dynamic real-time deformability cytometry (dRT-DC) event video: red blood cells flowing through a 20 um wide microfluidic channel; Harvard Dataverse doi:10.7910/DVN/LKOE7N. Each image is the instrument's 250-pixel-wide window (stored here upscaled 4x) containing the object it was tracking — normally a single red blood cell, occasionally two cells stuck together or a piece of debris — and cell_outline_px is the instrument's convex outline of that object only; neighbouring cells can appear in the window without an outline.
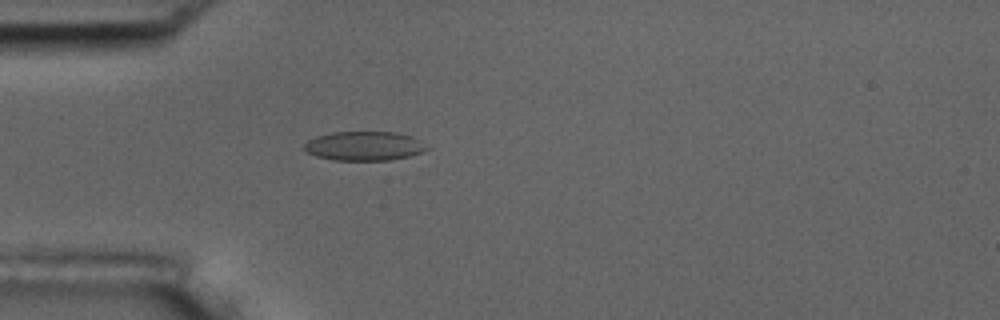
{"species": "common noctule bat (a hibernating species)", "species_latin": "Nyctalus noctula", "temperature_condition": "room temperature", "stored_images_in_passage": 55, "camera_frame_rate_fps": 3000, "um_per_image_px": 0.085, "animal": {"sex": "male", "body_mass_g": 17.5, "forearm_length_mm": 52.3}, "frame": {"image": 1, "passage_image": 16, "time_ms": 5.0, "image_size_px": [1000, 320], "cell_outline_px": [[432, 148], [424, 152], [392, 160], [332, 160], [316, 156], [308, 152], [304, 148], [304, 144], [308, 140], [316, 136], [332, 132], [396, 132], [412, 136], [420, 140]], "centroid_in_image_um": [31.01, 12.41], "position_along_channel_um": 54.0, "area_um2": 21.04}}
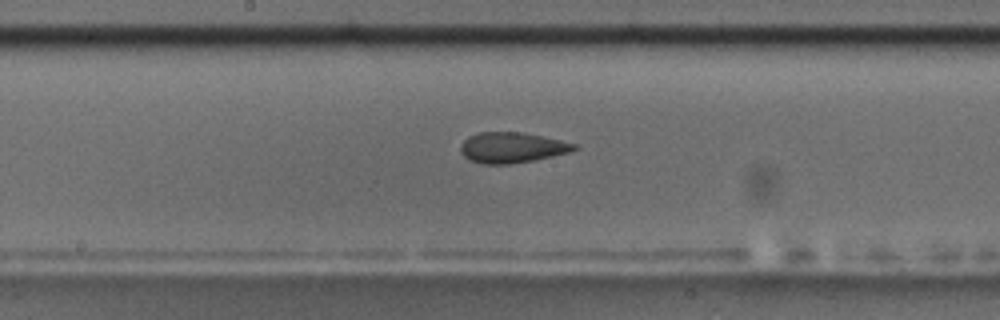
{"frame": {"image": 2, "passage_image": 29, "time_ms": 9.333, "image_size_px": [1000, 320], "cell_outline_px": [[576, 148], [568, 152], [532, 160], [508, 164], [484, 164], [468, 160], [460, 152], [460, 144], [468, 136], [476, 132], [520, 132], [560, 140], [576, 144]], "centroid_in_image_um": [43.42, 12.54], "position_along_channel_um": 204.8, "area_um2": 20.0}}
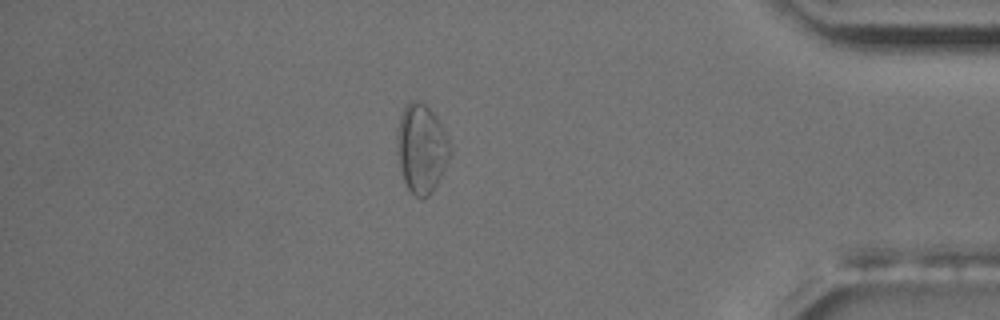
{"frame": {"image": 3, "passage_image": 48, "time_ms": 15.667, "image_size_px": [1000, 320], "cell_outline_px": [[452, 152], [432, 192], [424, 200], [416, 196], [408, 188], [404, 180], [396, 152], [396, 136], [400, 116], [404, 108], [412, 100], [420, 100], [440, 120], [452, 144]], "centroid_in_image_um": [35.84, 12.6], "position_along_channel_um": 399.4, "area_um2": 27.63}, "authors_computed_cell_mechanics": {"area_um2": 21.4438, "velocity_mm_per_s": 3.6422, "shape_relaxation_time_tau1_ms": null, "shape_relaxation_time_tau2_ms": 1.9694, "deformation_change_tau1": null, "deformation_change_tau2": 0.08}}